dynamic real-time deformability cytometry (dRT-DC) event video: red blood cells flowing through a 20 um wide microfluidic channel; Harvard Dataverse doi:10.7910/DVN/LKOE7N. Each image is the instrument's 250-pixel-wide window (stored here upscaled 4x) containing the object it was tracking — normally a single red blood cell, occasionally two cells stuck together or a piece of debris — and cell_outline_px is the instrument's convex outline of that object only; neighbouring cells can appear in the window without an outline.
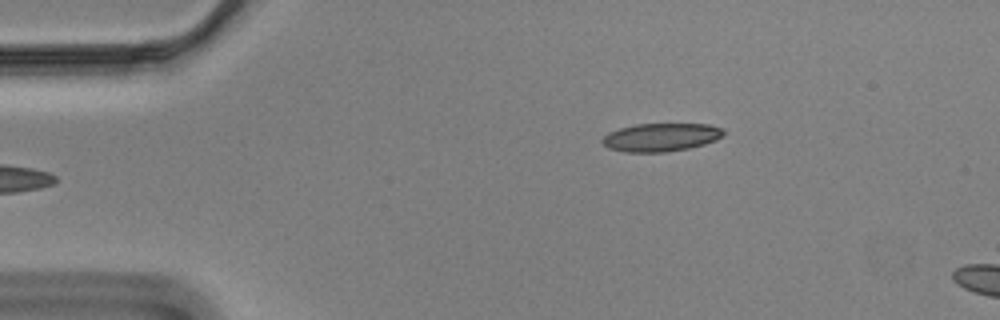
{"species": "Egyptian fruit bat (a non-hibernating species)", "species_latin": "Rousettus aegyptiacus", "temperature_condition": "cold", "stored_images_in_passage": 6, "camera_frame_rate_fps": 3000, "um_per_image_px": 0.085, "animal": {"sex": "male"}, "frame": {"image": 1, "passage_image": 1, "time_ms": 0.0, "image_size_px": [1000, 320], "cell_outline_px": [[724, 132], [716, 140], [704, 144], [688, 148], [664, 152], [624, 152], [608, 148], [600, 140], [608, 132], [620, 128], [636, 124], [708, 124], [724, 128]], "centroid_in_image_um": [56.16, 11.66], "position_along_channel_um": 28.8, "area_um2": 19.88}}